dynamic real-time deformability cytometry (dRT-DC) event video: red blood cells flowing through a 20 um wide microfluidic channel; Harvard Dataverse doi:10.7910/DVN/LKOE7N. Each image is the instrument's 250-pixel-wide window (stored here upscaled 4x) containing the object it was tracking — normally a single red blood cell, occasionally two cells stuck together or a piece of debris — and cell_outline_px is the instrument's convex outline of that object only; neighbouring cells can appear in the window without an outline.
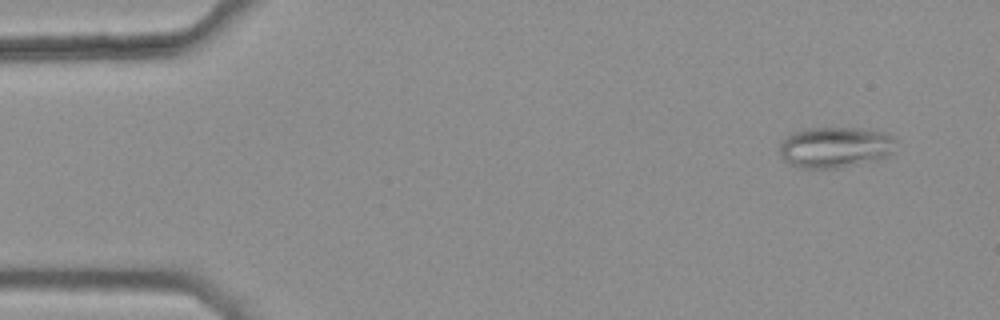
{"species": "common noctule bat (a hibernating species)", "species_latin": "Nyctalus noctula", "temperature_condition": "warm", "stored_images_in_passage": 3, "camera_frame_rate_fps": 3000, "um_per_image_px": 0.085, "animal": {"sex": "female", "body_mass_g": 25.1}, "frame": {"image": 1, "passage_image": 1, "time_ms": 0.0, "image_size_px": [1000, 320], "cell_outline_px": [[896, 140], [892, 152], [888, 156], [876, 160], [840, 168], [800, 168], [784, 160], [780, 152], [780, 144], [792, 132], [808, 128], [860, 128], [888, 132]], "centroid_in_image_um": [71.03, 12.51], "position_along_channel_um": 14.0, "area_um2": 27.8}}